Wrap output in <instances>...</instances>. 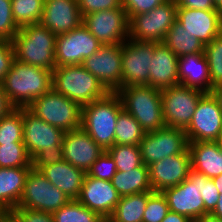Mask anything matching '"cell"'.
<instances>
[{
    "label": "cell",
    "mask_w": 222,
    "mask_h": 222,
    "mask_svg": "<svg viewBox=\"0 0 222 222\" xmlns=\"http://www.w3.org/2000/svg\"><path fill=\"white\" fill-rule=\"evenodd\" d=\"M31 169L32 167L0 168V207L10 212L18 206Z\"/></svg>",
    "instance_id": "27"
},
{
    "label": "cell",
    "mask_w": 222,
    "mask_h": 222,
    "mask_svg": "<svg viewBox=\"0 0 222 222\" xmlns=\"http://www.w3.org/2000/svg\"><path fill=\"white\" fill-rule=\"evenodd\" d=\"M179 84L196 88L204 93L211 91L209 66L204 53L182 56L178 59Z\"/></svg>",
    "instance_id": "25"
},
{
    "label": "cell",
    "mask_w": 222,
    "mask_h": 222,
    "mask_svg": "<svg viewBox=\"0 0 222 222\" xmlns=\"http://www.w3.org/2000/svg\"><path fill=\"white\" fill-rule=\"evenodd\" d=\"M64 160L63 147L60 148H43L31 159L33 169L40 170L42 167L59 163Z\"/></svg>",
    "instance_id": "43"
},
{
    "label": "cell",
    "mask_w": 222,
    "mask_h": 222,
    "mask_svg": "<svg viewBox=\"0 0 222 222\" xmlns=\"http://www.w3.org/2000/svg\"><path fill=\"white\" fill-rule=\"evenodd\" d=\"M216 9L222 11V0H213Z\"/></svg>",
    "instance_id": "55"
},
{
    "label": "cell",
    "mask_w": 222,
    "mask_h": 222,
    "mask_svg": "<svg viewBox=\"0 0 222 222\" xmlns=\"http://www.w3.org/2000/svg\"><path fill=\"white\" fill-rule=\"evenodd\" d=\"M177 7H185L197 10H218L213 0H175Z\"/></svg>",
    "instance_id": "47"
},
{
    "label": "cell",
    "mask_w": 222,
    "mask_h": 222,
    "mask_svg": "<svg viewBox=\"0 0 222 222\" xmlns=\"http://www.w3.org/2000/svg\"><path fill=\"white\" fill-rule=\"evenodd\" d=\"M122 44V87L149 85L155 42L128 40Z\"/></svg>",
    "instance_id": "16"
},
{
    "label": "cell",
    "mask_w": 222,
    "mask_h": 222,
    "mask_svg": "<svg viewBox=\"0 0 222 222\" xmlns=\"http://www.w3.org/2000/svg\"><path fill=\"white\" fill-rule=\"evenodd\" d=\"M148 192L120 197L110 218L115 222H143Z\"/></svg>",
    "instance_id": "30"
},
{
    "label": "cell",
    "mask_w": 222,
    "mask_h": 222,
    "mask_svg": "<svg viewBox=\"0 0 222 222\" xmlns=\"http://www.w3.org/2000/svg\"><path fill=\"white\" fill-rule=\"evenodd\" d=\"M120 197L111 181L86 174L77 200L102 218H106L112 215Z\"/></svg>",
    "instance_id": "20"
},
{
    "label": "cell",
    "mask_w": 222,
    "mask_h": 222,
    "mask_svg": "<svg viewBox=\"0 0 222 222\" xmlns=\"http://www.w3.org/2000/svg\"><path fill=\"white\" fill-rule=\"evenodd\" d=\"M146 132L140 123L128 112L122 109L116 121L114 145H137L144 138Z\"/></svg>",
    "instance_id": "31"
},
{
    "label": "cell",
    "mask_w": 222,
    "mask_h": 222,
    "mask_svg": "<svg viewBox=\"0 0 222 222\" xmlns=\"http://www.w3.org/2000/svg\"><path fill=\"white\" fill-rule=\"evenodd\" d=\"M215 186L217 187L220 194H222V174L212 178Z\"/></svg>",
    "instance_id": "53"
},
{
    "label": "cell",
    "mask_w": 222,
    "mask_h": 222,
    "mask_svg": "<svg viewBox=\"0 0 222 222\" xmlns=\"http://www.w3.org/2000/svg\"><path fill=\"white\" fill-rule=\"evenodd\" d=\"M23 143V108H13L0 119V145Z\"/></svg>",
    "instance_id": "32"
},
{
    "label": "cell",
    "mask_w": 222,
    "mask_h": 222,
    "mask_svg": "<svg viewBox=\"0 0 222 222\" xmlns=\"http://www.w3.org/2000/svg\"><path fill=\"white\" fill-rule=\"evenodd\" d=\"M192 222H222V220L219 219V218L214 217L211 214H206V215L201 216L198 219H195Z\"/></svg>",
    "instance_id": "52"
},
{
    "label": "cell",
    "mask_w": 222,
    "mask_h": 222,
    "mask_svg": "<svg viewBox=\"0 0 222 222\" xmlns=\"http://www.w3.org/2000/svg\"><path fill=\"white\" fill-rule=\"evenodd\" d=\"M101 222H115L110 217L103 218Z\"/></svg>",
    "instance_id": "56"
},
{
    "label": "cell",
    "mask_w": 222,
    "mask_h": 222,
    "mask_svg": "<svg viewBox=\"0 0 222 222\" xmlns=\"http://www.w3.org/2000/svg\"><path fill=\"white\" fill-rule=\"evenodd\" d=\"M201 196L204 202V215L210 214L219 200L220 193L212 179L201 173Z\"/></svg>",
    "instance_id": "42"
},
{
    "label": "cell",
    "mask_w": 222,
    "mask_h": 222,
    "mask_svg": "<svg viewBox=\"0 0 222 222\" xmlns=\"http://www.w3.org/2000/svg\"><path fill=\"white\" fill-rule=\"evenodd\" d=\"M19 29L12 15L11 0H0V40L12 41Z\"/></svg>",
    "instance_id": "39"
},
{
    "label": "cell",
    "mask_w": 222,
    "mask_h": 222,
    "mask_svg": "<svg viewBox=\"0 0 222 222\" xmlns=\"http://www.w3.org/2000/svg\"><path fill=\"white\" fill-rule=\"evenodd\" d=\"M108 153L114 159L116 170L126 172L143 164L140 148L137 145H113Z\"/></svg>",
    "instance_id": "35"
},
{
    "label": "cell",
    "mask_w": 222,
    "mask_h": 222,
    "mask_svg": "<svg viewBox=\"0 0 222 222\" xmlns=\"http://www.w3.org/2000/svg\"><path fill=\"white\" fill-rule=\"evenodd\" d=\"M111 183L121 197L153 191L149 180V169L145 164L126 172L117 171Z\"/></svg>",
    "instance_id": "28"
},
{
    "label": "cell",
    "mask_w": 222,
    "mask_h": 222,
    "mask_svg": "<svg viewBox=\"0 0 222 222\" xmlns=\"http://www.w3.org/2000/svg\"><path fill=\"white\" fill-rule=\"evenodd\" d=\"M14 107L9 102L6 93L4 92L0 83V119L8 114Z\"/></svg>",
    "instance_id": "48"
},
{
    "label": "cell",
    "mask_w": 222,
    "mask_h": 222,
    "mask_svg": "<svg viewBox=\"0 0 222 222\" xmlns=\"http://www.w3.org/2000/svg\"><path fill=\"white\" fill-rule=\"evenodd\" d=\"M1 85L14 108H27L36 98L52 88V70L15 59Z\"/></svg>",
    "instance_id": "1"
},
{
    "label": "cell",
    "mask_w": 222,
    "mask_h": 222,
    "mask_svg": "<svg viewBox=\"0 0 222 222\" xmlns=\"http://www.w3.org/2000/svg\"><path fill=\"white\" fill-rule=\"evenodd\" d=\"M178 59L163 42L156 43L149 68L150 87L164 89L179 84Z\"/></svg>",
    "instance_id": "23"
},
{
    "label": "cell",
    "mask_w": 222,
    "mask_h": 222,
    "mask_svg": "<svg viewBox=\"0 0 222 222\" xmlns=\"http://www.w3.org/2000/svg\"><path fill=\"white\" fill-rule=\"evenodd\" d=\"M152 190L163 192L183 182L192 169L189 148L183 153L169 156L148 166Z\"/></svg>",
    "instance_id": "18"
},
{
    "label": "cell",
    "mask_w": 222,
    "mask_h": 222,
    "mask_svg": "<svg viewBox=\"0 0 222 222\" xmlns=\"http://www.w3.org/2000/svg\"><path fill=\"white\" fill-rule=\"evenodd\" d=\"M27 108L37 117L64 132L81 127L82 107L53 88L36 98Z\"/></svg>",
    "instance_id": "6"
},
{
    "label": "cell",
    "mask_w": 222,
    "mask_h": 222,
    "mask_svg": "<svg viewBox=\"0 0 222 222\" xmlns=\"http://www.w3.org/2000/svg\"><path fill=\"white\" fill-rule=\"evenodd\" d=\"M101 45L83 24L69 32L58 34L55 46L56 67L81 65Z\"/></svg>",
    "instance_id": "13"
},
{
    "label": "cell",
    "mask_w": 222,
    "mask_h": 222,
    "mask_svg": "<svg viewBox=\"0 0 222 222\" xmlns=\"http://www.w3.org/2000/svg\"><path fill=\"white\" fill-rule=\"evenodd\" d=\"M123 109L116 92L82 106L81 128L104 150L114 145L116 121Z\"/></svg>",
    "instance_id": "3"
},
{
    "label": "cell",
    "mask_w": 222,
    "mask_h": 222,
    "mask_svg": "<svg viewBox=\"0 0 222 222\" xmlns=\"http://www.w3.org/2000/svg\"><path fill=\"white\" fill-rule=\"evenodd\" d=\"M52 88L81 107L103 98L109 91L82 65H65L52 71Z\"/></svg>",
    "instance_id": "5"
},
{
    "label": "cell",
    "mask_w": 222,
    "mask_h": 222,
    "mask_svg": "<svg viewBox=\"0 0 222 222\" xmlns=\"http://www.w3.org/2000/svg\"><path fill=\"white\" fill-rule=\"evenodd\" d=\"M163 43L179 58L204 52V45L201 41L194 36H190L177 19L168 30Z\"/></svg>",
    "instance_id": "29"
},
{
    "label": "cell",
    "mask_w": 222,
    "mask_h": 222,
    "mask_svg": "<svg viewBox=\"0 0 222 222\" xmlns=\"http://www.w3.org/2000/svg\"><path fill=\"white\" fill-rule=\"evenodd\" d=\"M210 214L222 220V194H220L217 205Z\"/></svg>",
    "instance_id": "51"
},
{
    "label": "cell",
    "mask_w": 222,
    "mask_h": 222,
    "mask_svg": "<svg viewBox=\"0 0 222 222\" xmlns=\"http://www.w3.org/2000/svg\"><path fill=\"white\" fill-rule=\"evenodd\" d=\"M116 93L123 109L140 123L146 133L166 127L160 89L148 85L124 86Z\"/></svg>",
    "instance_id": "4"
},
{
    "label": "cell",
    "mask_w": 222,
    "mask_h": 222,
    "mask_svg": "<svg viewBox=\"0 0 222 222\" xmlns=\"http://www.w3.org/2000/svg\"><path fill=\"white\" fill-rule=\"evenodd\" d=\"M169 212L168 202L162 192L148 191V202L143 222H161Z\"/></svg>",
    "instance_id": "38"
},
{
    "label": "cell",
    "mask_w": 222,
    "mask_h": 222,
    "mask_svg": "<svg viewBox=\"0 0 222 222\" xmlns=\"http://www.w3.org/2000/svg\"><path fill=\"white\" fill-rule=\"evenodd\" d=\"M161 222H192L189 218L179 213L169 211Z\"/></svg>",
    "instance_id": "49"
},
{
    "label": "cell",
    "mask_w": 222,
    "mask_h": 222,
    "mask_svg": "<svg viewBox=\"0 0 222 222\" xmlns=\"http://www.w3.org/2000/svg\"><path fill=\"white\" fill-rule=\"evenodd\" d=\"M201 173L190 170L189 176L180 184L165 189L169 211L179 213L191 221L204 215V202L201 196Z\"/></svg>",
    "instance_id": "15"
},
{
    "label": "cell",
    "mask_w": 222,
    "mask_h": 222,
    "mask_svg": "<svg viewBox=\"0 0 222 222\" xmlns=\"http://www.w3.org/2000/svg\"><path fill=\"white\" fill-rule=\"evenodd\" d=\"M185 133L188 142L222 140V110L211 93L200 98Z\"/></svg>",
    "instance_id": "10"
},
{
    "label": "cell",
    "mask_w": 222,
    "mask_h": 222,
    "mask_svg": "<svg viewBox=\"0 0 222 222\" xmlns=\"http://www.w3.org/2000/svg\"><path fill=\"white\" fill-rule=\"evenodd\" d=\"M109 92L122 88V44L101 45L99 50L81 64Z\"/></svg>",
    "instance_id": "12"
},
{
    "label": "cell",
    "mask_w": 222,
    "mask_h": 222,
    "mask_svg": "<svg viewBox=\"0 0 222 222\" xmlns=\"http://www.w3.org/2000/svg\"><path fill=\"white\" fill-rule=\"evenodd\" d=\"M83 22L78 0H48L40 23L58 35L79 27Z\"/></svg>",
    "instance_id": "22"
},
{
    "label": "cell",
    "mask_w": 222,
    "mask_h": 222,
    "mask_svg": "<svg viewBox=\"0 0 222 222\" xmlns=\"http://www.w3.org/2000/svg\"><path fill=\"white\" fill-rule=\"evenodd\" d=\"M177 20L205 46L222 33V11L178 7Z\"/></svg>",
    "instance_id": "19"
},
{
    "label": "cell",
    "mask_w": 222,
    "mask_h": 222,
    "mask_svg": "<svg viewBox=\"0 0 222 222\" xmlns=\"http://www.w3.org/2000/svg\"><path fill=\"white\" fill-rule=\"evenodd\" d=\"M82 24L102 45L123 44L128 40L129 20L123 8L85 15Z\"/></svg>",
    "instance_id": "14"
},
{
    "label": "cell",
    "mask_w": 222,
    "mask_h": 222,
    "mask_svg": "<svg viewBox=\"0 0 222 222\" xmlns=\"http://www.w3.org/2000/svg\"><path fill=\"white\" fill-rule=\"evenodd\" d=\"M167 0H122L128 20L136 14L147 13Z\"/></svg>",
    "instance_id": "45"
},
{
    "label": "cell",
    "mask_w": 222,
    "mask_h": 222,
    "mask_svg": "<svg viewBox=\"0 0 222 222\" xmlns=\"http://www.w3.org/2000/svg\"><path fill=\"white\" fill-rule=\"evenodd\" d=\"M116 172L117 170L114 159L108 151H104L92 164L87 175L97 179L111 181Z\"/></svg>",
    "instance_id": "40"
},
{
    "label": "cell",
    "mask_w": 222,
    "mask_h": 222,
    "mask_svg": "<svg viewBox=\"0 0 222 222\" xmlns=\"http://www.w3.org/2000/svg\"><path fill=\"white\" fill-rule=\"evenodd\" d=\"M65 132L23 108V143L32 159L43 148H60Z\"/></svg>",
    "instance_id": "17"
},
{
    "label": "cell",
    "mask_w": 222,
    "mask_h": 222,
    "mask_svg": "<svg viewBox=\"0 0 222 222\" xmlns=\"http://www.w3.org/2000/svg\"><path fill=\"white\" fill-rule=\"evenodd\" d=\"M11 222H54L52 213L31 210L28 208H14L9 212Z\"/></svg>",
    "instance_id": "41"
},
{
    "label": "cell",
    "mask_w": 222,
    "mask_h": 222,
    "mask_svg": "<svg viewBox=\"0 0 222 222\" xmlns=\"http://www.w3.org/2000/svg\"><path fill=\"white\" fill-rule=\"evenodd\" d=\"M56 36L41 23L21 27L12 39L15 59L53 71L56 68Z\"/></svg>",
    "instance_id": "2"
},
{
    "label": "cell",
    "mask_w": 222,
    "mask_h": 222,
    "mask_svg": "<svg viewBox=\"0 0 222 222\" xmlns=\"http://www.w3.org/2000/svg\"><path fill=\"white\" fill-rule=\"evenodd\" d=\"M143 164L149 166L169 156L183 153L188 148L184 129L164 127L146 133L139 143Z\"/></svg>",
    "instance_id": "11"
},
{
    "label": "cell",
    "mask_w": 222,
    "mask_h": 222,
    "mask_svg": "<svg viewBox=\"0 0 222 222\" xmlns=\"http://www.w3.org/2000/svg\"><path fill=\"white\" fill-rule=\"evenodd\" d=\"M45 0H11L12 15L19 28L40 23Z\"/></svg>",
    "instance_id": "33"
},
{
    "label": "cell",
    "mask_w": 222,
    "mask_h": 222,
    "mask_svg": "<svg viewBox=\"0 0 222 222\" xmlns=\"http://www.w3.org/2000/svg\"><path fill=\"white\" fill-rule=\"evenodd\" d=\"M52 216L54 222H101L103 219L78 200H70L59 210L53 212Z\"/></svg>",
    "instance_id": "34"
},
{
    "label": "cell",
    "mask_w": 222,
    "mask_h": 222,
    "mask_svg": "<svg viewBox=\"0 0 222 222\" xmlns=\"http://www.w3.org/2000/svg\"><path fill=\"white\" fill-rule=\"evenodd\" d=\"M32 167L24 144L0 145V168Z\"/></svg>",
    "instance_id": "37"
},
{
    "label": "cell",
    "mask_w": 222,
    "mask_h": 222,
    "mask_svg": "<svg viewBox=\"0 0 222 222\" xmlns=\"http://www.w3.org/2000/svg\"><path fill=\"white\" fill-rule=\"evenodd\" d=\"M9 220V212L3 208L0 207V222H7Z\"/></svg>",
    "instance_id": "54"
},
{
    "label": "cell",
    "mask_w": 222,
    "mask_h": 222,
    "mask_svg": "<svg viewBox=\"0 0 222 222\" xmlns=\"http://www.w3.org/2000/svg\"><path fill=\"white\" fill-rule=\"evenodd\" d=\"M62 147L64 160L86 173L104 152L81 127L65 132Z\"/></svg>",
    "instance_id": "21"
},
{
    "label": "cell",
    "mask_w": 222,
    "mask_h": 222,
    "mask_svg": "<svg viewBox=\"0 0 222 222\" xmlns=\"http://www.w3.org/2000/svg\"><path fill=\"white\" fill-rule=\"evenodd\" d=\"M15 60L12 41L0 40V83L12 67Z\"/></svg>",
    "instance_id": "46"
},
{
    "label": "cell",
    "mask_w": 222,
    "mask_h": 222,
    "mask_svg": "<svg viewBox=\"0 0 222 222\" xmlns=\"http://www.w3.org/2000/svg\"><path fill=\"white\" fill-rule=\"evenodd\" d=\"M39 171L52 185L61 190L71 200H77L79 197L87 174L84 170L73 166L66 160L42 167Z\"/></svg>",
    "instance_id": "24"
},
{
    "label": "cell",
    "mask_w": 222,
    "mask_h": 222,
    "mask_svg": "<svg viewBox=\"0 0 222 222\" xmlns=\"http://www.w3.org/2000/svg\"><path fill=\"white\" fill-rule=\"evenodd\" d=\"M205 93L181 84L161 89V102L166 127L186 129Z\"/></svg>",
    "instance_id": "8"
},
{
    "label": "cell",
    "mask_w": 222,
    "mask_h": 222,
    "mask_svg": "<svg viewBox=\"0 0 222 222\" xmlns=\"http://www.w3.org/2000/svg\"><path fill=\"white\" fill-rule=\"evenodd\" d=\"M208 61L211 89L222 85V33L204 46Z\"/></svg>",
    "instance_id": "36"
},
{
    "label": "cell",
    "mask_w": 222,
    "mask_h": 222,
    "mask_svg": "<svg viewBox=\"0 0 222 222\" xmlns=\"http://www.w3.org/2000/svg\"><path fill=\"white\" fill-rule=\"evenodd\" d=\"M78 6L82 18L85 15L98 11L109 10L113 8H123L122 0H78Z\"/></svg>",
    "instance_id": "44"
},
{
    "label": "cell",
    "mask_w": 222,
    "mask_h": 222,
    "mask_svg": "<svg viewBox=\"0 0 222 222\" xmlns=\"http://www.w3.org/2000/svg\"><path fill=\"white\" fill-rule=\"evenodd\" d=\"M71 199L52 185L40 171L31 169L24 185L21 199L16 208H28L53 213Z\"/></svg>",
    "instance_id": "9"
},
{
    "label": "cell",
    "mask_w": 222,
    "mask_h": 222,
    "mask_svg": "<svg viewBox=\"0 0 222 222\" xmlns=\"http://www.w3.org/2000/svg\"><path fill=\"white\" fill-rule=\"evenodd\" d=\"M191 166L196 172L212 179L222 174V145L220 141L188 142Z\"/></svg>",
    "instance_id": "26"
},
{
    "label": "cell",
    "mask_w": 222,
    "mask_h": 222,
    "mask_svg": "<svg viewBox=\"0 0 222 222\" xmlns=\"http://www.w3.org/2000/svg\"><path fill=\"white\" fill-rule=\"evenodd\" d=\"M210 93L216 99L220 109L222 110V85L212 88Z\"/></svg>",
    "instance_id": "50"
},
{
    "label": "cell",
    "mask_w": 222,
    "mask_h": 222,
    "mask_svg": "<svg viewBox=\"0 0 222 222\" xmlns=\"http://www.w3.org/2000/svg\"><path fill=\"white\" fill-rule=\"evenodd\" d=\"M177 9L175 0H167L147 13L134 15L129 19L128 38L141 42H163L177 19Z\"/></svg>",
    "instance_id": "7"
}]
</instances>
